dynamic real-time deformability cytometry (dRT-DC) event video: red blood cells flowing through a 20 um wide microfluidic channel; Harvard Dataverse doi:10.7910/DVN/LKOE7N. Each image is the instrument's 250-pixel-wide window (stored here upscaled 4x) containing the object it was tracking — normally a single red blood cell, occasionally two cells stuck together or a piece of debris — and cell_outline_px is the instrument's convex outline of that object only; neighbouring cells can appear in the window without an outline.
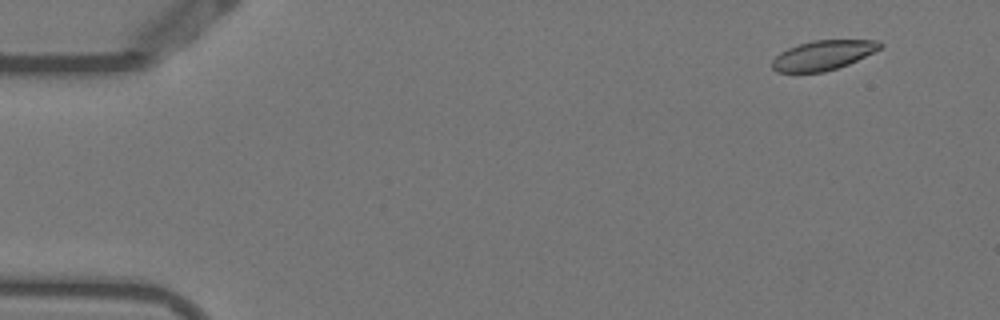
{"species": "Egyptian fruit bat (a non-hibernating species)", "species_latin": "Rousettus aegyptiacus", "temperature_condition": "warm", "stored_images_in_passage": 55, "camera_frame_rate_fps": 3000, "um_per_image_px": 0.085, "animal": {"sex": "female"}, "frame": {"image": 1, "passage_image": 5, "time_ms": 1.333, "image_size_px": [1000, 320], "cell_outline_px": [[884, 44], [880, 48], [848, 64], [824, 72], [776, 72], [772, 68], [772, 60], [780, 52], [788, 48], [812, 40], [880, 40]], "centroid_in_image_um": [69.94, 4.69], "position_along_channel_um": 15.1, "area_um2": 18.44}}
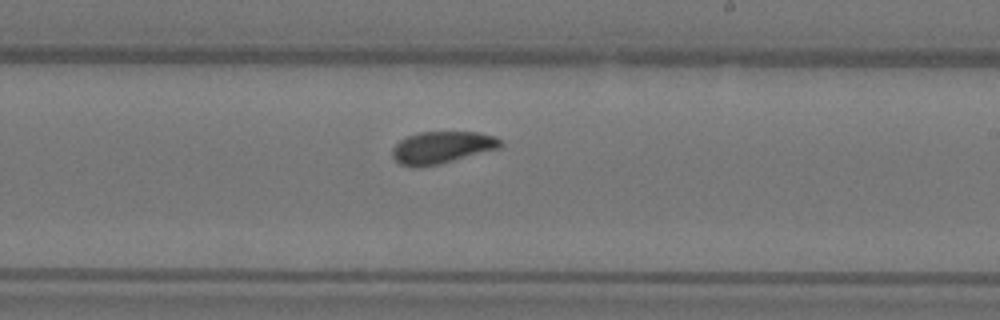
{"frame": {"image": 2, "passage_image": 33, "time_ms": 10.667, "image_size_px": [1000, 320], "cell_outline_px": [[504, 144], [500, 148], [440, 164], [416, 168], [412, 168], [400, 164], [392, 156], [392, 148], [400, 140], [408, 136], [420, 132], [480, 132], [496, 136]], "centroid_in_image_um": [37.57, 12.54], "position_along_channel_um": 251.4, "area_um2": 20.4}}
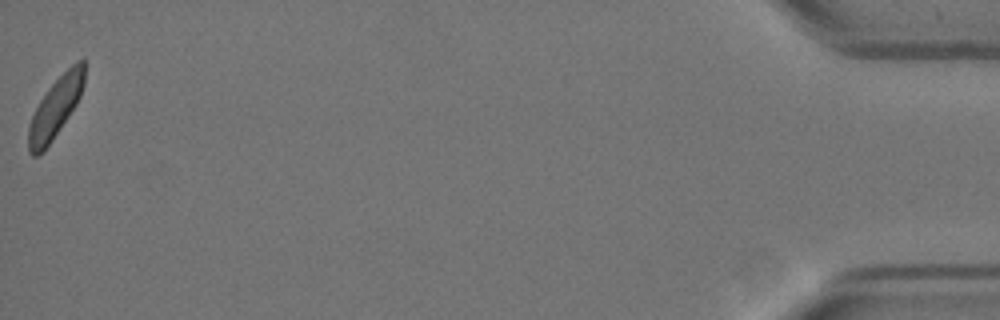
{"frame": {"image": 3, "passage_image": 55, "time_ms": 18.0, "image_size_px": [1000, 320], "cell_outline_px": [[84, 84], [80, 96], [76, 104], [44, 152], [40, 156], [32, 156], [28, 152], [28, 128], [32, 116], [40, 100], [48, 88], [76, 60], [84, 60]], "centroid_in_image_um": [4.69, 9.19], "position_along_channel_um": 430.5, "area_um2": 19.36}, "authors_computed_cell_mechanics": {"area_um2": 20.1722, "velocity_mm_per_s": 3.7562, "shape_relaxation_time_tau1_ms": 2.2348, "shape_relaxation_time_tau2_ms": 2.2368, "deformation_change_tau1": 0.0891, "deformation_change_tau2": 0.0727}}